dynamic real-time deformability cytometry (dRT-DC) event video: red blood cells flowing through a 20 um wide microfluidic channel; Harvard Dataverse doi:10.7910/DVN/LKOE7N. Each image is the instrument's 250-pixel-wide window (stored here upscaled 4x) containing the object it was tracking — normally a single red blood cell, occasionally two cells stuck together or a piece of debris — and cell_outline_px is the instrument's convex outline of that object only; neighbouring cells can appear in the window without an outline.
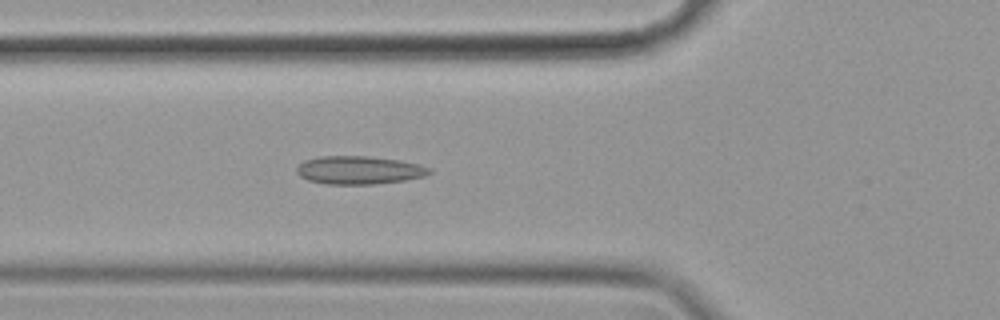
{"species": "common noctule bat (a hibernating species)", "species_latin": "Nyctalus noctula", "temperature_condition": "cold", "stored_images_in_passage": 57, "camera_frame_rate_fps": 3000, "um_per_image_px": 0.085, "animal": {"sex": "female", "body_mass_g": 19.9}, "frame": {"image": 1, "passage_image": 20, "time_ms": 6.333, "image_size_px": [1000, 320], "cell_outline_px": [[432, 172], [424, 176], [404, 180], [372, 184], [324, 184], [308, 180], [300, 176], [296, 172], [296, 168], [304, 160], [320, 156], [368, 156], [400, 160], [420, 164], [432, 168]], "centroid_in_image_um": [30.52, 14.45], "position_along_channel_um": 95.3, "area_um2": 21.85}}
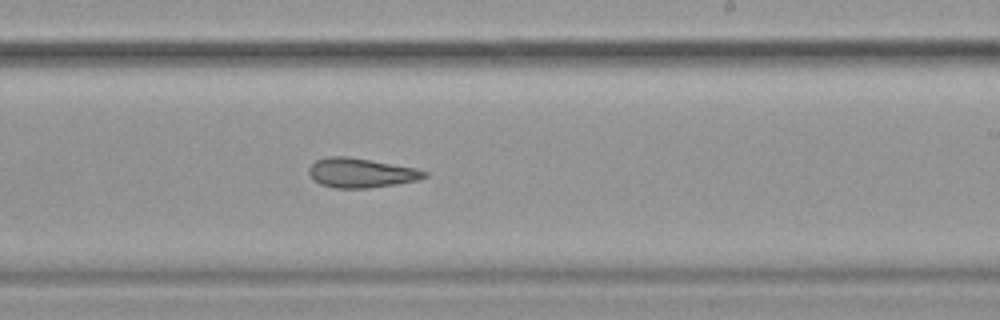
{"frame": {"image": 2, "passage_image": 34, "time_ms": 11.0, "image_size_px": [1000, 320], "cell_outline_px": [[428, 176], [416, 180], [396, 184], [368, 188], [332, 188], [320, 184], [312, 180], [308, 172], [308, 168], [316, 160], [328, 156], [348, 156], [416, 168], [428, 172]], "centroid_in_image_um": [30.65, 14.69], "position_along_channel_um": 258.4, "area_um2": 19.94}}
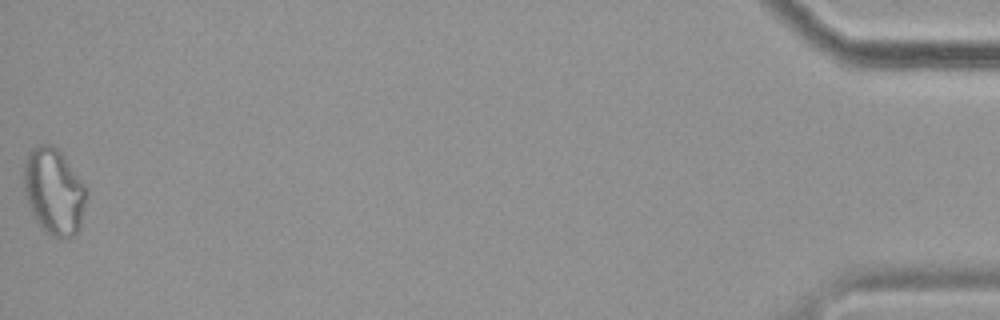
{"frame": {"image": 3, "passage_image": 57, "time_ms": 18.667, "image_size_px": [1000, 320], "cell_outline_px": [[88, 196], [80, 228], [72, 236], [60, 240], [52, 236], [40, 224], [32, 212], [28, 204], [24, 188], [24, 168], [28, 152], [32, 148], [40, 144], [52, 144], [60, 148], [88, 188]], "centroid_in_image_um": [4.64, 16.23], "position_along_channel_um": 430.6, "area_um2": 31.96}, "authors_computed_cell_mechanics": {"area_um2": 22.6576, "velocity_mm_per_s": 3.4933, "shape_relaxation_time_tau1_ms": null, "shape_relaxation_time_tau2_ms": 3.669, "deformation_change_tau1": null, "deformation_change_tau2": 0.1112}}